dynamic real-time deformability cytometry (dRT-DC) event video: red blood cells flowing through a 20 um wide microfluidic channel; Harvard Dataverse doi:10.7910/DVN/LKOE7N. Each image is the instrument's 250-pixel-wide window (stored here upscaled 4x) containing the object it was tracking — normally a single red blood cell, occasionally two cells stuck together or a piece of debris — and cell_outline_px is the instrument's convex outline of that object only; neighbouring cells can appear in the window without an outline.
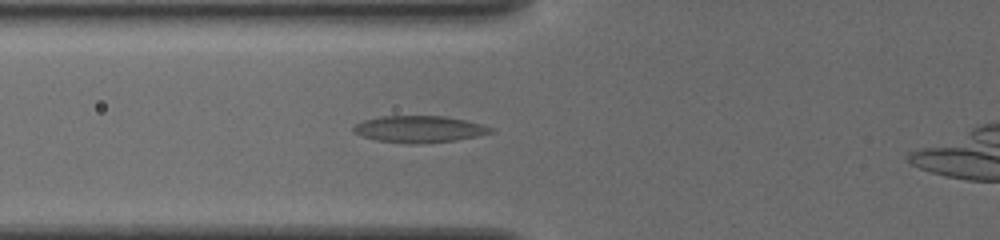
{"species": "common noctule bat (a hibernating species)", "species_latin": "Nyctalus noctula", "temperature_condition": "cold", "stored_images_in_passage": 48, "camera_frame_rate_fps": 3000, "um_per_image_px": 0.085, "animal": {"sex": "female", "body_mass_g": 19.5, "forearm_length_mm": 54.1}, "frame": {"image": 1, "passage_image": 19, "time_ms": 6.0, "image_size_px": [1000, 240], "cell_outline_px": [[496, 132], [456, 140], [420, 144], [408, 144], [376, 140], [352, 132], [352, 128], [356, 124], [364, 120], [380, 116], [444, 116], [468, 120], [496, 128]], "centroid_in_image_um": [35.69, 10.98], "position_along_channel_um": 90.1, "area_um2": 21.62}}
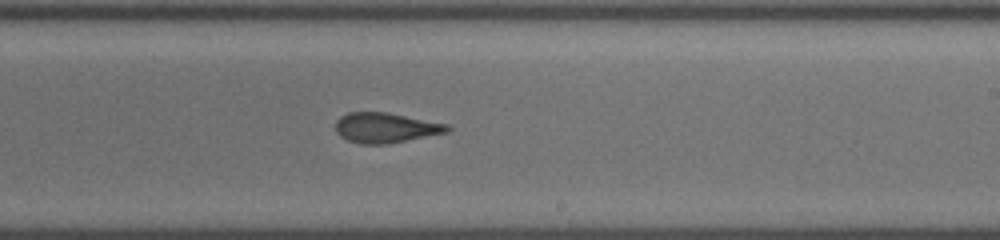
{"frame": {"image": 2, "passage_image": 32, "time_ms": 10.333, "image_size_px": [1000, 240], "cell_outline_px": [[452, 128], [448, 132], [388, 144], [360, 144], [348, 140], [340, 136], [336, 132], [336, 120], [340, 116], [348, 112], [388, 112], [448, 124]], "centroid_in_image_um": [32.78, 10.85], "position_along_channel_um": 256.2, "area_um2": 19.71}}
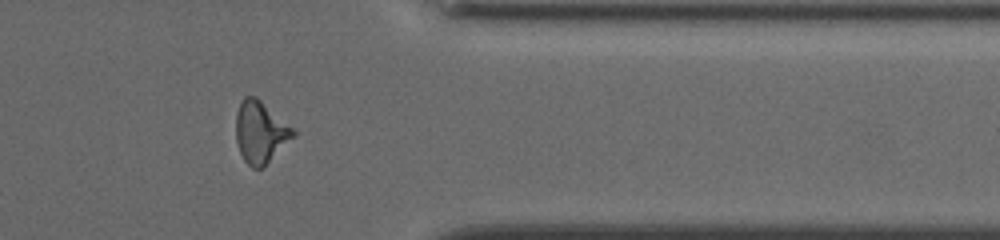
{"frame": {"image": 3, "passage_image": 43, "time_ms": 14.0, "image_size_px": [1000, 240], "cell_outline_px": [[296, 136], [260, 168], [252, 168], [244, 160], [240, 152], [236, 140], [236, 112], [244, 96], [256, 96], [292, 128], [296, 132]], "centroid_in_image_um": [22.12, 11.22], "position_along_channel_um": 389.3, "area_um2": 20.23}}